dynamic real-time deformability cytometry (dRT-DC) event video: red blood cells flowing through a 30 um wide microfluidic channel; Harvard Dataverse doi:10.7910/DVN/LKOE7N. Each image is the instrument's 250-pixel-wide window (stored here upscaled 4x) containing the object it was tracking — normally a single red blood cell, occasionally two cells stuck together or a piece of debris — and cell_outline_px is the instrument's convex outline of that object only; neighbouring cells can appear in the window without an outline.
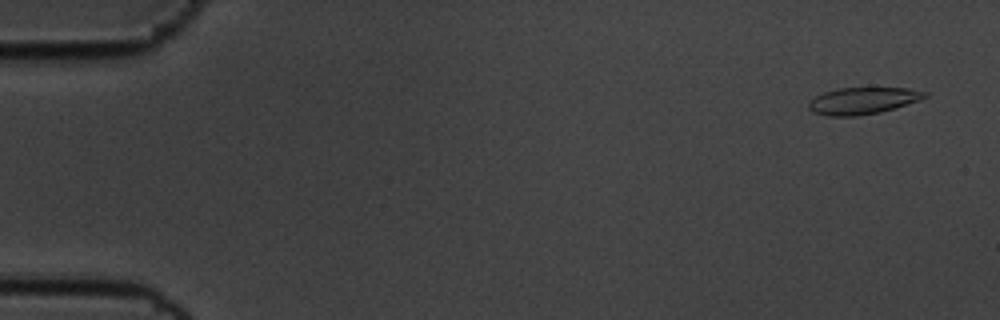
{"species": "common noctule bat (a hibernating species)", "species_latin": "Nyctalus noctula", "temperature_condition": "cold", "stored_images_in_passage": 57, "camera_frame_rate_fps": 3000, "um_per_image_px": 0.085, "animal": {"sex": "male", "body_mass_g": 19.5, "forearm_length_mm": 54.6}, "frame": {"image": 1, "passage_image": 3, "time_ms": 0.667, "image_size_px": [1000, 320], "cell_outline_px": [[928, 96], [880, 112], [856, 116], [828, 116], [812, 112], [808, 108], [808, 104], [816, 96], [824, 92], [840, 88], [908, 88], [928, 92]], "centroid_in_image_um": [73.29, 8.56], "position_along_channel_um": 11.7, "area_um2": 17.8}}
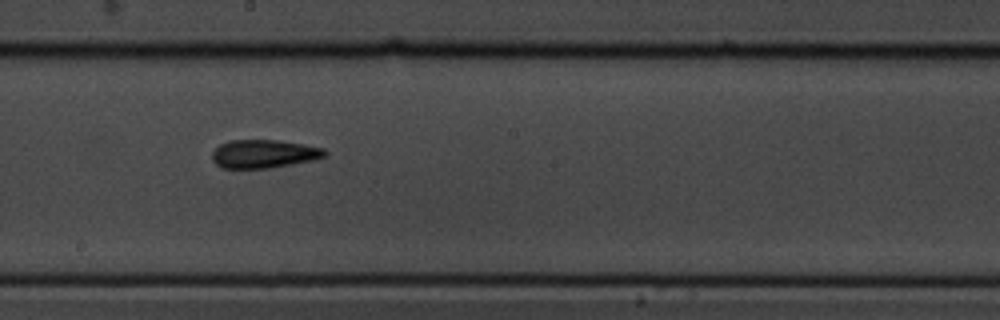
{"frame": {"image": 2, "passage_image": 32, "time_ms": 10.333, "image_size_px": [1000, 320], "cell_outline_px": [[328, 152], [324, 156], [312, 160], [292, 164], [268, 168], [220, 168], [212, 160], [212, 152], [220, 144], [228, 140], [276, 140], [304, 144], [324, 148]], "centroid_in_image_um": [22.4, 13.07], "position_along_channel_um": 225.8, "area_um2": 18.61}}
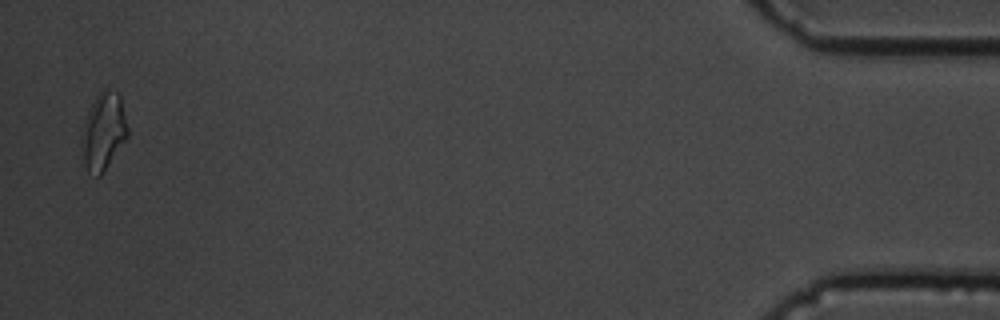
{"frame": {"image": 3, "passage_image": 56, "time_ms": 18.333, "image_size_px": [1000, 320], "cell_outline_px": [[128, 136], [100, 176], [96, 176], [88, 172], [84, 164], [80, 148], [80, 136], [84, 120], [96, 96], [104, 88], [116, 92], [120, 96], [128, 128]], "centroid_in_image_um": [8.76, 11.19], "position_along_channel_um": 426.4, "area_um2": 20.69}, "authors_computed_cell_mechanics": {"area_um2": 18.3226, "velocity_mm_per_s": 3.5531, "shape_relaxation_time_tau1_ms": 3.8671, "shape_relaxation_time_tau2_ms": 2.6194, "deformation_change_tau1": 0.1085, "deformation_change_tau2": 0.0915}}